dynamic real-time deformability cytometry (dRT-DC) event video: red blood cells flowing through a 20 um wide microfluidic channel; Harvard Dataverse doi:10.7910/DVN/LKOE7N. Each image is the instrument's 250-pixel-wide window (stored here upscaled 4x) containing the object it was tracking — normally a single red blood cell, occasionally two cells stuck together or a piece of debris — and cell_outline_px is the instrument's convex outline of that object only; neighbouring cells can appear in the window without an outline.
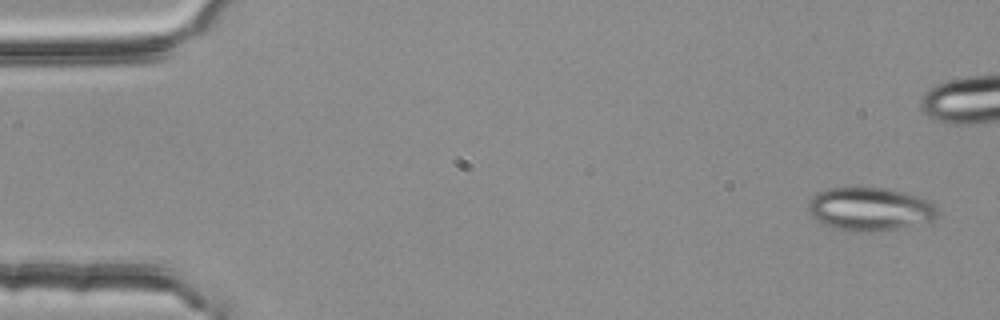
{"species": "common noctule bat (a hibernating species)", "species_latin": "Nyctalus noctula", "temperature_condition": "room temperature", "stored_images_in_passage": 4, "camera_frame_rate_fps": 3000, "um_per_image_px": 0.085, "animal": {"sex": "female", "body_mass_g": 25.1}, "frame": {"image": 1, "passage_image": 1, "time_ms": 0.0, "image_size_px": [1000, 320], "cell_outline_px": [[940, 216], [932, 220], [896, 228], [864, 232], [848, 232], [824, 224], [816, 220], [808, 212], [808, 204], [812, 196], [816, 192], [832, 188], [884, 188], [904, 192], [920, 196], [928, 200], [940, 208]], "centroid_in_image_um": [73.96, 17.76], "position_along_channel_um": 11.0, "area_um2": 32.71}}